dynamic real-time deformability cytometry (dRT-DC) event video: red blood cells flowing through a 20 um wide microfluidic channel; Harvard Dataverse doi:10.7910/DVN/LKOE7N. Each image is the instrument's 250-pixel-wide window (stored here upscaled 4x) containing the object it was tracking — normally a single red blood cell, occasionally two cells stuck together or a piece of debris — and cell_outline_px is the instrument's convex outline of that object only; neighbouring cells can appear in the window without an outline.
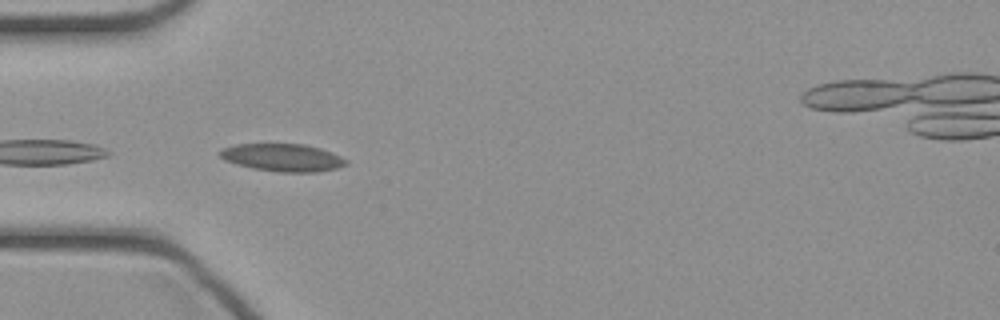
{"species": "common noctule bat (a hibernating species)", "species_latin": "Nyctalus noctula", "temperature_condition": "cold", "stored_images_in_passage": 8, "camera_frame_rate_fps": 3000, "um_per_image_px": 0.085, "animal": {"sex": "female", "body_mass_g": 21.9}, "frame": {"image": 1, "passage_image": 2, "time_ms": 0.333, "image_size_px": [1000, 320], "cell_outline_px": [[348, 164], [336, 168], [316, 172], [280, 172], [252, 168], [236, 164], [224, 160], [220, 156], [220, 152], [224, 148], [236, 144], [304, 144], [320, 148], [332, 152], [348, 160]], "centroid_in_image_um": [24.05, 13.39], "position_along_channel_um": 61.0, "area_um2": 20.23}}